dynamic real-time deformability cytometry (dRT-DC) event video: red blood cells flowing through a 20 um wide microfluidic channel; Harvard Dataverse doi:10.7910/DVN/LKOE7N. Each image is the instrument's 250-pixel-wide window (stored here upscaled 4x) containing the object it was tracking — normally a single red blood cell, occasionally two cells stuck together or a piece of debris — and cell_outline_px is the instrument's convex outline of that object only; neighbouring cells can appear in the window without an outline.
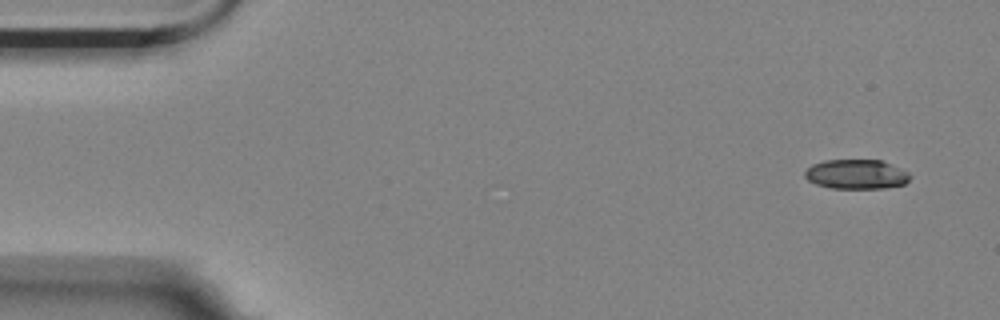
{"species": "Egyptian fruit bat (a non-hibernating species)", "species_latin": "Rousettus aegyptiacus", "temperature_condition": "room temperature", "stored_images_in_passage": 2, "camera_frame_rate_fps": 3000, "um_per_image_px": 0.085, "animal": {"sex": "female"}, "frame": {"image": 1, "passage_image": 2, "time_ms": 0.333, "image_size_px": [1000, 320], "cell_outline_px": [[912, 176], [904, 184], [884, 188], [832, 188], [816, 184], [808, 180], [804, 176], [804, 172], [812, 164], [824, 160], [880, 160], [908, 172]], "centroid_in_image_um": [72.77, 14.81], "position_along_channel_um": 12.2, "area_um2": 17.98}}